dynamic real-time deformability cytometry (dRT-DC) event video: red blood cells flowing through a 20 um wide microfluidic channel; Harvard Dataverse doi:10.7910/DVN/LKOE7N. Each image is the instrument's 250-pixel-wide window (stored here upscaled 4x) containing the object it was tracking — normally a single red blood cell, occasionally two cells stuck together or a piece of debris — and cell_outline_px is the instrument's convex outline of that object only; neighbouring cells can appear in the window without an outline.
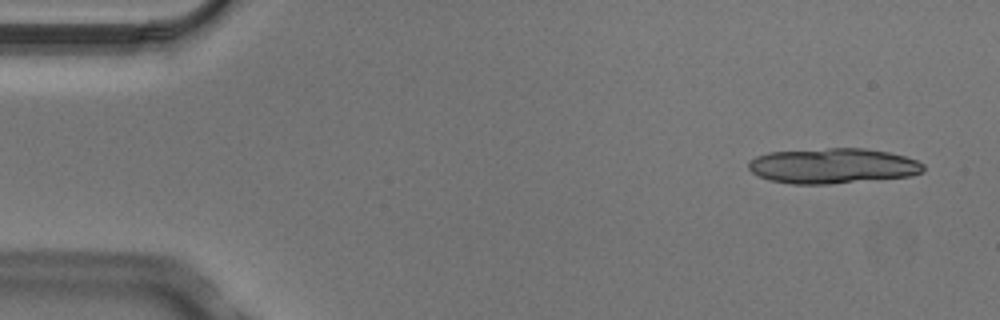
{"species": "Egyptian fruit bat (a non-hibernating species)", "species_latin": "Rousettus aegyptiacus", "temperature_condition": "cold", "stored_images_in_passage": 5, "segment_of_instrument_passage": [2, 2], "camera_frame_rate_fps": 3000, "um_per_image_px": 0.085, "animal": {"sex": "male"}, "frame": {"image": 1, "passage_image": 5, "time_ms": 1.333, "image_size_px": [1000, 320], "cell_outline_px": [[924, 172], [912, 176], [828, 184], [792, 184], [768, 180], [752, 172], [748, 168], [748, 160], [756, 156], [768, 152], [828, 148], [864, 148], [888, 152], [904, 156], [916, 160], [924, 164]], "centroid_in_image_um": [70.77, 14.1], "position_along_channel_um": 14.2, "area_um2": 36.13}}